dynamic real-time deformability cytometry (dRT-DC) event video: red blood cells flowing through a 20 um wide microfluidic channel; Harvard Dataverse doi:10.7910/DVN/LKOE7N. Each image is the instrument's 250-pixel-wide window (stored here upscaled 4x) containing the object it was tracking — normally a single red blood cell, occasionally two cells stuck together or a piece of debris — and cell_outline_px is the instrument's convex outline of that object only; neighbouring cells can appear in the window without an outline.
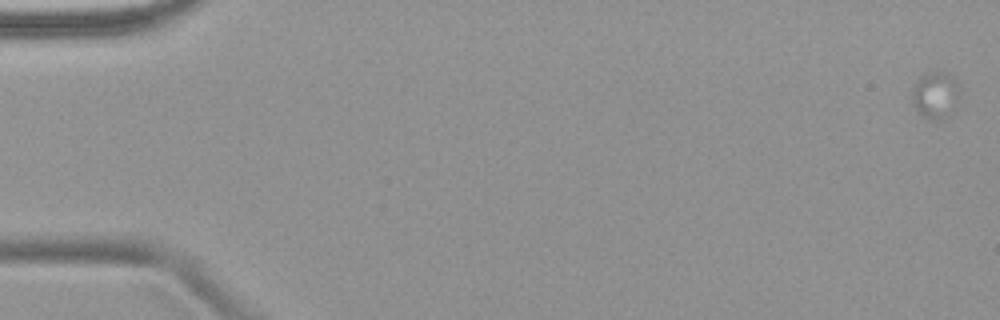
{"species": "common noctule bat (a hibernating species)", "species_latin": "Nyctalus noctula", "temperature_condition": "warm", "stored_images_in_passage": 7, "camera_frame_rate_fps": 3000, "um_per_image_px": 0.085, "animal": {"sex": "female", "body_mass_g": 18.4}, "frame": {"image": 1, "passage_image": 1, "time_ms": 0.0, "image_size_px": [1000, 320], "cell_outline_px": [[956, 104], [948, 116], [940, 120], [928, 120], [912, 104], [912, 92], [920, 76], [932, 72], [944, 72], [952, 76], [956, 84]], "centroid_in_image_um": [79.47, 8.11], "position_along_channel_um": 5.5, "area_um2": 12.43}}
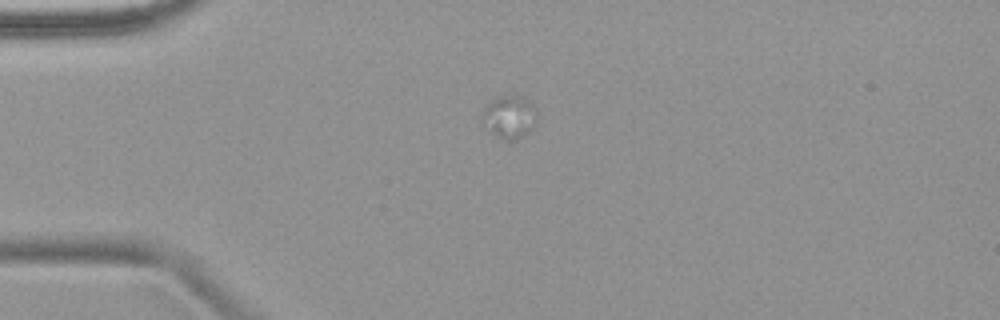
{"frame": {"image": 2, "passage_image": 5, "time_ms": 4.667, "image_size_px": [1000, 320], "cell_outline_px": [[536, 128], [520, 136], [508, 140], [484, 128], [480, 120], [484, 108], [496, 96], [516, 96], [532, 104], [536, 108]], "centroid_in_image_um": [43.28, 9.93], "position_along_channel_um": 41.7, "area_um2": 13.41}}